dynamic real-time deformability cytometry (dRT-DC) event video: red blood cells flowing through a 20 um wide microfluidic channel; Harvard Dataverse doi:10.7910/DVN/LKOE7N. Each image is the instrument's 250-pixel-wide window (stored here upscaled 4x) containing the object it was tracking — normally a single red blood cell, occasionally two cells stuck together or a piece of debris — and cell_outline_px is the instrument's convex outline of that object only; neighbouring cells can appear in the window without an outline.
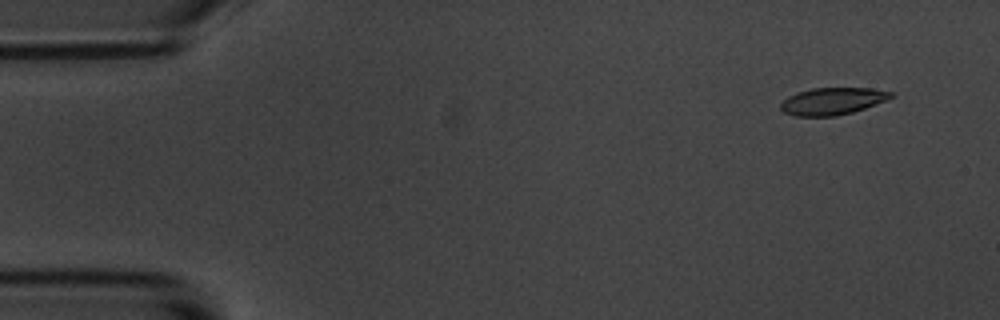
{"species": "common noctule bat (a hibernating species)", "species_latin": "Nyctalus noctula", "temperature_condition": "room temperature", "stored_images_in_passage": 4, "camera_frame_rate_fps": 3000, "um_per_image_px": 0.085, "animal": {"sex": "male", "body_mass_g": 20.1, "forearm_length_mm": 53.5}, "frame": {"image": 1, "passage_image": 1, "time_ms": 0.0, "image_size_px": [1000, 320], "cell_outline_px": [[892, 96], [888, 100], [852, 112], [836, 116], [796, 116], [784, 112], [780, 108], [780, 104], [788, 96], [796, 92], [812, 88], [868, 88], [892, 92]], "centroid_in_image_um": [70.73, 8.6], "position_along_channel_um": 14.3, "area_um2": 17.34}}
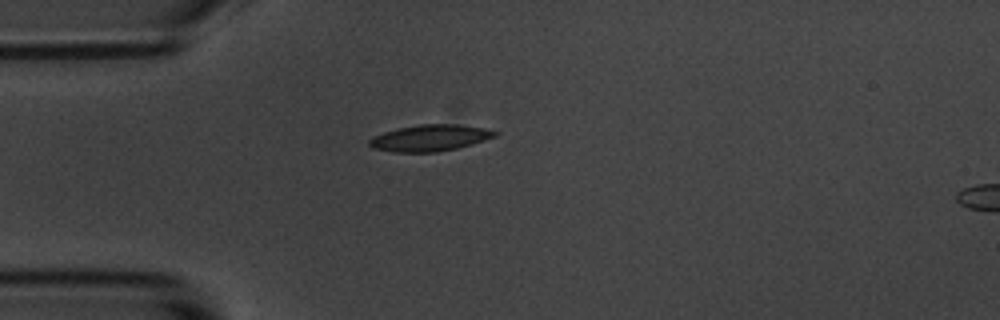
{"frame": {"image": 2, "passage_image": 4, "time_ms": 3.667, "image_size_px": [1000, 320], "cell_outline_px": [[500, 132], [496, 136], [472, 144], [456, 148], [436, 152], [392, 152], [372, 148], [368, 144], [368, 140], [372, 136], [396, 128], [420, 124], [460, 124], [484, 128]], "centroid_in_image_um": [36.52, 11.72], "position_along_channel_um": 48.5, "area_um2": 19.48}}